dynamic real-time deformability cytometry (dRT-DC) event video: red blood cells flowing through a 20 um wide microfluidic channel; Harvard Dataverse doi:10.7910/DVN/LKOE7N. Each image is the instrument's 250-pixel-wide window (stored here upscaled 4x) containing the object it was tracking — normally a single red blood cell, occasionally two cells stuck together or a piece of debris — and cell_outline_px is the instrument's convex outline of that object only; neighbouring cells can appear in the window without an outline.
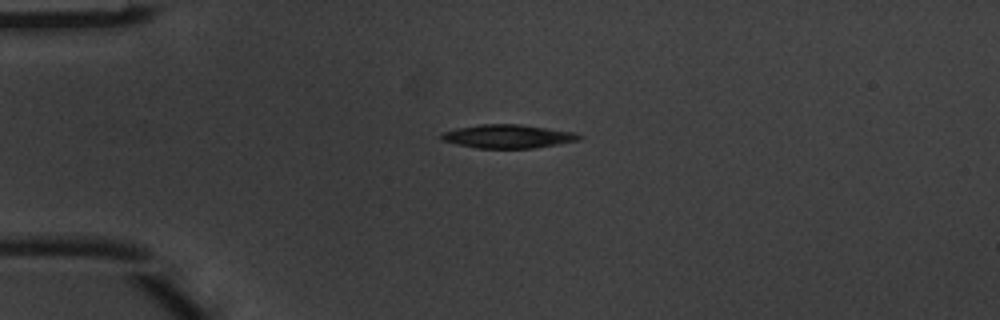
{"species": "common noctule bat (a hibernating species)", "species_latin": "Nyctalus noctula", "temperature_condition": "warm", "stored_images_in_passage": 5, "camera_frame_rate_fps": 3000, "um_per_image_px": 0.085, "animal": {"sex": "male", "body_mass_g": 20.1, "forearm_length_mm": 53.5}, "frame": {"image": 1, "passage_image": 5, "time_ms": 1.333, "image_size_px": [1000, 320], "cell_outline_px": [[584, 136], [580, 140], [532, 148], [476, 148], [456, 144], [440, 140], [440, 136], [444, 132], [456, 128], [480, 124], [520, 124], [576, 132]], "centroid_in_image_um": [43.18, 11.58], "position_along_channel_um": 41.8, "area_um2": 18.96}}